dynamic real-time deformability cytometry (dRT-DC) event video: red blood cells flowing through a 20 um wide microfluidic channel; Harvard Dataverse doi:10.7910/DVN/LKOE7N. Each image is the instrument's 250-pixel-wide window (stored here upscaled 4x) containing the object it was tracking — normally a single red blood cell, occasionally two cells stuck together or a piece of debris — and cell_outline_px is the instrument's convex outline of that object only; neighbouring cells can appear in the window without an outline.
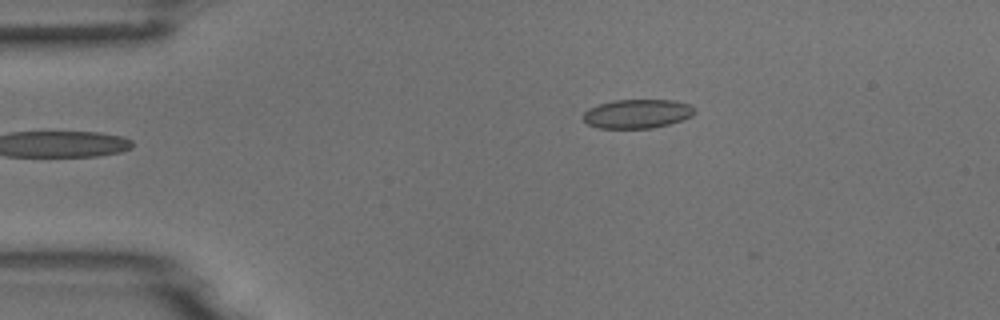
{"species": "common noctule bat (a hibernating species)", "species_latin": "Nyctalus noctula", "temperature_condition": "room temperature", "stored_images_in_passage": 5, "camera_frame_rate_fps": 3000, "um_per_image_px": 0.085, "animal": {"sex": "male", "body_mass_g": 18.8}, "frame": {"image": 1, "passage_image": 5, "time_ms": 1.333, "image_size_px": [1000, 320], "cell_outline_px": [[696, 112], [692, 116], [668, 124], [652, 128], [596, 128], [588, 124], [580, 116], [588, 108], [600, 104], [616, 100], [676, 100], [688, 104], [696, 108]], "centroid_in_image_um": [54.15, 9.67], "position_along_channel_um": 30.8, "area_um2": 18.9}}